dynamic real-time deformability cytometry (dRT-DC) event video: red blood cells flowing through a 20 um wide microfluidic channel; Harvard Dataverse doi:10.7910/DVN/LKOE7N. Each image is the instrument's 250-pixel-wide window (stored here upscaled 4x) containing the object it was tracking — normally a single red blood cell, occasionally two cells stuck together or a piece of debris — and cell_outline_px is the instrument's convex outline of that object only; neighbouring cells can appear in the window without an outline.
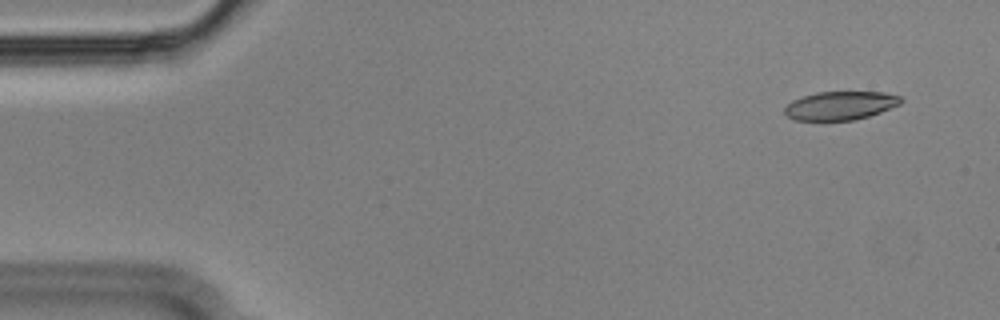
{"species": "Egyptian fruit bat (a non-hibernating species)", "species_latin": "Rousettus aegyptiacus", "temperature_condition": "cold", "stored_images_in_passage": 53, "camera_frame_rate_fps": 3000, "um_per_image_px": 0.085, "animal": {"sex": "male"}, "frame": {"image": 1, "passage_image": 1, "time_ms": 0.0, "image_size_px": [1000, 320], "cell_outline_px": [[904, 100], [900, 104], [880, 112], [856, 120], [792, 120], [784, 112], [784, 108], [792, 100], [816, 92], [884, 92], [900, 96]], "centroid_in_image_um": [71.43, 8.97], "position_along_channel_um": 13.6, "area_um2": 19.31}}
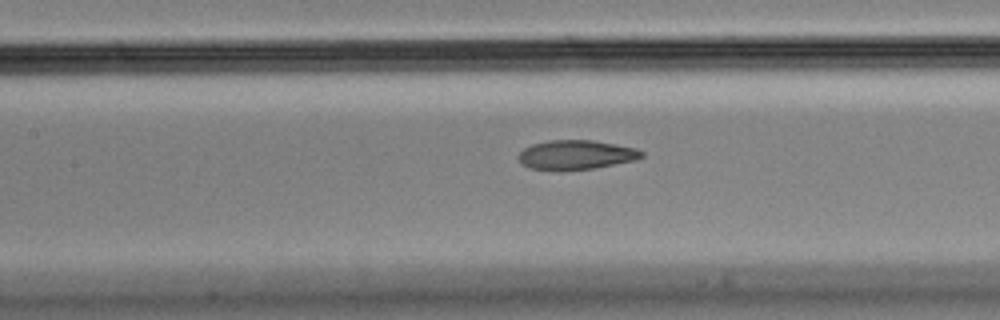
{"frame": {"image": 2, "passage_image": 22, "time_ms": 7.0, "image_size_px": [1000, 320], "cell_outline_px": [[644, 156], [636, 160], [596, 168], [560, 172], [552, 172], [528, 168], [520, 164], [516, 156], [524, 148], [532, 144], [548, 140], [592, 140], [636, 148], [644, 152]], "centroid_in_image_um": [48.9, 13.19], "position_along_channel_um": 158.5, "area_um2": 21.79}}
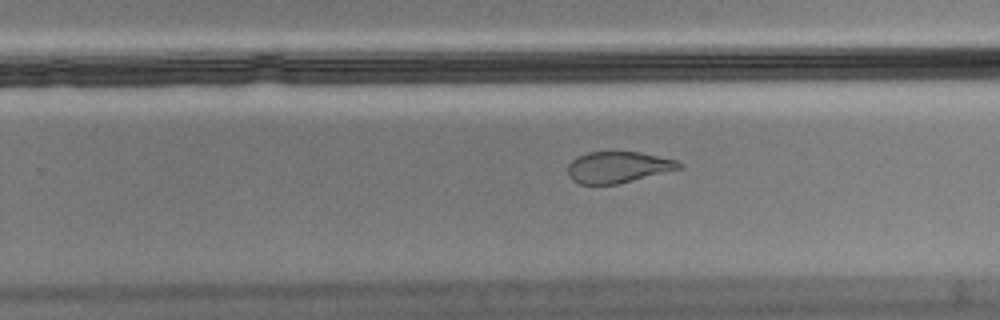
{"frame": {"image": 3, "passage_image": 32, "time_ms": 10.333, "image_size_px": [1000, 320], "cell_outline_px": [[684, 168], [616, 184], [580, 184], [572, 180], [568, 176], [568, 164], [576, 156], [588, 152], [640, 152], [676, 160], [684, 164]], "centroid_in_image_um": [52.54, 14.21], "position_along_channel_um": 277.3, "area_um2": 20.35}, "authors_computed_cell_mechanics": {"area_um2": 21.9062, "velocity_mm_per_s": 3.5797, "shape_relaxation_time_tau1_ms": null, "shape_relaxation_time_tau2_ms": 2.2979, "deformation_change_tau1": null, "deformation_change_tau2": 0.0852}}